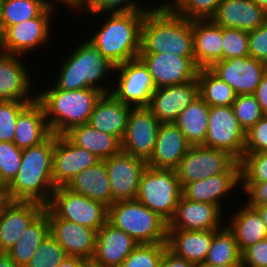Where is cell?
Wrapping results in <instances>:
<instances>
[{"instance_id": "cell-1", "label": "cell", "mask_w": 267, "mask_h": 267, "mask_svg": "<svg viewBox=\"0 0 267 267\" xmlns=\"http://www.w3.org/2000/svg\"><path fill=\"white\" fill-rule=\"evenodd\" d=\"M54 134L44 142L22 149L18 173L5 187L7 200L34 201L47 206L55 185L53 180Z\"/></svg>"}, {"instance_id": "cell-2", "label": "cell", "mask_w": 267, "mask_h": 267, "mask_svg": "<svg viewBox=\"0 0 267 267\" xmlns=\"http://www.w3.org/2000/svg\"><path fill=\"white\" fill-rule=\"evenodd\" d=\"M168 53L194 57L192 20L175 14L164 2L145 13L140 54Z\"/></svg>"}, {"instance_id": "cell-3", "label": "cell", "mask_w": 267, "mask_h": 267, "mask_svg": "<svg viewBox=\"0 0 267 267\" xmlns=\"http://www.w3.org/2000/svg\"><path fill=\"white\" fill-rule=\"evenodd\" d=\"M36 91L49 129L55 135H64L75 126L87 124L96 102L103 94L94 88L61 90L54 84H50L46 90Z\"/></svg>"}, {"instance_id": "cell-4", "label": "cell", "mask_w": 267, "mask_h": 267, "mask_svg": "<svg viewBox=\"0 0 267 267\" xmlns=\"http://www.w3.org/2000/svg\"><path fill=\"white\" fill-rule=\"evenodd\" d=\"M78 45L71 54H67L69 57H64V62L61 61L58 77L53 84L61 90L94 88L103 94L110 93L113 86L106 87L103 80H107L109 74L114 73L115 65L103 57L99 49L87 38ZM101 82L104 84L101 85Z\"/></svg>"}, {"instance_id": "cell-5", "label": "cell", "mask_w": 267, "mask_h": 267, "mask_svg": "<svg viewBox=\"0 0 267 267\" xmlns=\"http://www.w3.org/2000/svg\"><path fill=\"white\" fill-rule=\"evenodd\" d=\"M145 13H109L88 40L115 66L139 58Z\"/></svg>"}, {"instance_id": "cell-6", "label": "cell", "mask_w": 267, "mask_h": 267, "mask_svg": "<svg viewBox=\"0 0 267 267\" xmlns=\"http://www.w3.org/2000/svg\"><path fill=\"white\" fill-rule=\"evenodd\" d=\"M108 222L139 244L167 242V222L137 200L114 202L108 207Z\"/></svg>"}, {"instance_id": "cell-7", "label": "cell", "mask_w": 267, "mask_h": 267, "mask_svg": "<svg viewBox=\"0 0 267 267\" xmlns=\"http://www.w3.org/2000/svg\"><path fill=\"white\" fill-rule=\"evenodd\" d=\"M181 196L182 188L175 170L147 165L140 178L137 201L168 223Z\"/></svg>"}, {"instance_id": "cell-8", "label": "cell", "mask_w": 267, "mask_h": 267, "mask_svg": "<svg viewBox=\"0 0 267 267\" xmlns=\"http://www.w3.org/2000/svg\"><path fill=\"white\" fill-rule=\"evenodd\" d=\"M47 207L60 219L97 231L108 221V206L66 186L54 190Z\"/></svg>"}, {"instance_id": "cell-9", "label": "cell", "mask_w": 267, "mask_h": 267, "mask_svg": "<svg viewBox=\"0 0 267 267\" xmlns=\"http://www.w3.org/2000/svg\"><path fill=\"white\" fill-rule=\"evenodd\" d=\"M55 9L47 7L38 17L9 26L0 38V52L25 56L51 40V22ZM53 15V16H52Z\"/></svg>"}, {"instance_id": "cell-10", "label": "cell", "mask_w": 267, "mask_h": 267, "mask_svg": "<svg viewBox=\"0 0 267 267\" xmlns=\"http://www.w3.org/2000/svg\"><path fill=\"white\" fill-rule=\"evenodd\" d=\"M116 83L110 93L124 104L147 107L156 87L148 67L140 58L115 66ZM116 85V86H115ZM115 88V89H114Z\"/></svg>"}, {"instance_id": "cell-11", "label": "cell", "mask_w": 267, "mask_h": 267, "mask_svg": "<svg viewBox=\"0 0 267 267\" xmlns=\"http://www.w3.org/2000/svg\"><path fill=\"white\" fill-rule=\"evenodd\" d=\"M237 160L228 152L204 145L190 146L175 169L181 188L227 171Z\"/></svg>"}, {"instance_id": "cell-12", "label": "cell", "mask_w": 267, "mask_h": 267, "mask_svg": "<svg viewBox=\"0 0 267 267\" xmlns=\"http://www.w3.org/2000/svg\"><path fill=\"white\" fill-rule=\"evenodd\" d=\"M206 147L223 150L240 161L244 155L246 132L235 117L232 106H213L209 111Z\"/></svg>"}, {"instance_id": "cell-13", "label": "cell", "mask_w": 267, "mask_h": 267, "mask_svg": "<svg viewBox=\"0 0 267 267\" xmlns=\"http://www.w3.org/2000/svg\"><path fill=\"white\" fill-rule=\"evenodd\" d=\"M160 124L147 107H132L121 140L122 151L147 162L154 151Z\"/></svg>"}, {"instance_id": "cell-14", "label": "cell", "mask_w": 267, "mask_h": 267, "mask_svg": "<svg viewBox=\"0 0 267 267\" xmlns=\"http://www.w3.org/2000/svg\"><path fill=\"white\" fill-rule=\"evenodd\" d=\"M148 67L156 89L182 85L197 79L199 68L195 57H181L168 53L139 54Z\"/></svg>"}, {"instance_id": "cell-15", "label": "cell", "mask_w": 267, "mask_h": 267, "mask_svg": "<svg viewBox=\"0 0 267 267\" xmlns=\"http://www.w3.org/2000/svg\"><path fill=\"white\" fill-rule=\"evenodd\" d=\"M237 95L253 94L267 71V64L250 56L222 59L209 68Z\"/></svg>"}, {"instance_id": "cell-16", "label": "cell", "mask_w": 267, "mask_h": 267, "mask_svg": "<svg viewBox=\"0 0 267 267\" xmlns=\"http://www.w3.org/2000/svg\"><path fill=\"white\" fill-rule=\"evenodd\" d=\"M112 190L113 203L136 200L140 178L147 163L123 151L104 160Z\"/></svg>"}, {"instance_id": "cell-17", "label": "cell", "mask_w": 267, "mask_h": 267, "mask_svg": "<svg viewBox=\"0 0 267 267\" xmlns=\"http://www.w3.org/2000/svg\"><path fill=\"white\" fill-rule=\"evenodd\" d=\"M100 159L73 144L65 135L54 134L53 180L55 188L67 186L81 171L94 166Z\"/></svg>"}, {"instance_id": "cell-18", "label": "cell", "mask_w": 267, "mask_h": 267, "mask_svg": "<svg viewBox=\"0 0 267 267\" xmlns=\"http://www.w3.org/2000/svg\"><path fill=\"white\" fill-rule=\"evenodd\" d=\"M49 233L64 248L68 256L92 260L96 247L97 230L58 218L47 206Z\"/></svg>"}, {"instance_id": "cell-19", "label": "cell", "mask_w": 267, "mask_h": 267, "mask_svg": "<svg viewBox=\"0 0 267 267\" xmlns=\"http://www.w3.org/2000/svg\"><path fill=\"white\" fill-rule=\"evenodd\" d=\"M22 58L0 52V101L33 102L37 99V95L30 93L31 89L34 91V77H30L32 73Z\"/></svg>"}, {"instance_id": "cell-20", "label": "cell", "mask_w": 267, "mask_h": 267, "mask_svg": "<svg viewBox=\"0 0 267 267\" xmlns=\"http://www.w3.org/2000/svg\"><path fill=\"white\" fill-rule=\"evenodd\" d=\"M45 209L34 201L5 200L0 204V253H6L23 231Z\"/></svg>"}, {"instance_id": "cell-21", "label": "cell", "mask_w": 267, "mask_h": 267, "mask_svg": "<svg viewBox=\"0 0 267 267\" xmlns=\"http://www.w3.org/2000/svg\"><path fill=\"white\" fill-rule=\"evenodd\" d=\"M238 187H241V167L236 161L224 173L186 184L182 188V195L191 201L211 203L222 208V200L232 191H240Z\"/></svg>"}, {"instance_id": "cell-22", "label": "cell", "mask_w": 267, "mask_h": 267, "mask_svg": "<svg viewBox=\"0 0 267 267\" xmlns=\"http://www.w3.org/2000/svg\"><path fill=\"white\" fill-rule=\"evenodd\" d=\"M223 208L206 202H195L180 197L167 229L187 231L215 230L223 225Z\"/></svg>"}, {"instance_id": "cell-23", "label": "cell", "mask_w": 267, "mask_h": 267, "mask_svg": "<svg viewBox=\"0 0 267 267\" xmlns=\"http://www.w3.org/2000/svg\"><path fill=\"white\" fill-rule=\"evenodd\" d=\"M199 97L197 79L182 85L156 89L147 108L161 123H171Z\"/></svg>"}, {"instance_id": "cell-24", "label": "cell", "mask_w": 267, "mask_h": 267, "mask_svg": "<svg viewBox=\"0 0 267 267\" xmlns=\"http://www.w3.org/2000/svg\"><path fill=\"white\" fill-rule=\"evenodd\" d=\"M138 245L130 235L107 221L97 232L92 260L103 267H120Z\"/></svg>"}, {"instance_id": "cell-25", "label": "cell", "mask_w": 267, "mask_h": 267, "mask_svg": "<svg viewBox=\"0 0 267 267\" xmlns=\"http://www.w3.org/2000/svg\"><path fill=\"white\" fill-rule=\"evenodd\" d=\"M190 146L176 124L161 123L154 151L146 163L153 168L175 170Z\"/></svg>"}, {"instance_id": "cell-26", "label": "cell", "mask_w": 267, "mask_h": 267, "mask_svg": "<svg viewBox=\"0 0 267 267\" xmlns=\"http://www.w3.org/2000/svg\"><path fill=\"white\" fill-rule=\"evenodd\" d=\"M210 19L220 27L251 31L267 20V12L252 0H221Z\"/></svg>"}, {"instance_id": "cell-27", "label": "cell", "mask_w": 267, "mask_h": 267, "mask_svg": "<svg viewBox=\"0 0 267 267\" xmlns=\"http://www.w3.org/2000/svg\"><path fill=\"white\" fill-rule=\"evenodd\" d=\"M131 109V105L120 102L111 93L102 94L96 102L88 124L121 141L126 131Z\"/></svg>"}, {"instance_id": "cell-28", "label": "cell", "mask_w": 267, "mask_h": 267, "mask_svg": "<svg viewBox=\"0 0 267 267\" xmlns=\"http://www.w3.org/2000/svg\"><path fill=\"white\" fill-rule=\"evenodd\" d=\"M195 63L199 69L210 68L222 60V27L211 19L192 20Z\"/></svg>"}, {"instance_id": "cell-29", "label": "cell", "mask_w": 267, "mask_h": 267, "mask_svg": "<svg viewBox=\"0 0 267 267\" xmlns=\"http://www.w3.org/2000/svg\"><path fill=\"white\" fill-rule=\"evenodd\" d=\"M215 230L167 229V249L175 256L197 265L204 264Z\"/></svg>"}, {"instance_id": "cell-30", "label": "cell", "mask_w": 267, "mask_h": 267, "mask_svg": "<svg viewBox=\"0 0 267 267\" xmlns=\"http://www.w3.org/2000/svg\"><path fill=\"white\" fill-rule=\"evenodd\" d=\"M51 134L44 108L36 99L18 115L13 143L25 149L44 142Z\"/></svg>"}, {"instance_id": "cell-31", "label": "cell", "mask_w": 267, "mask_h": 267, "mask_svg": "<svg viewBox=\"0 0 267 267\" xmlns=\"http://www.w3.org/2000/svg\"><path fill=\"white\" fill-rule=\"evenodd\" d=\"M66 187L108 207L113 204L112 190L104 160L81 171Z\"/></svg>"}, {"instance_id": "cell-32", "label": "cell", "mask_w": 267, "mask_h": 267, "mask_svg": "<svg viewBox=\"0 0 267 267\" xmlns=\"http://www.w3.org/2000/svg\"><path fill=\"white\" fill-rule=\"evenodd\" d=\"M73 144L94 153L100 160H106L122 151L121 141L92 126L82 124L71 128L64 134Z\"/></svg>"}, {"instance_id": "cell-33", "label": "cell", "mask_w": 267, "mask_h": 267, "mask_svg": "<svg viewBox=\"0 0 267 267\" xmlns=\"http://www.w3.org/2000/svg\"><path fill=\"white\" fill-rule=\"evenodd\" d=\"M241 204L240 208L231 213L228 226L234 231V237L239 251L242 253L246 248L267 237L265 224L257 210L251 206Z\"/></svg>"}, {"instance_id": "cell-34", "label": "cell", "mask_w": 267, "mask_h": 267, "mask_svg": "<svg viewBox=\"0 0 267 267\" xmlns=\"http://www.w3.org/2000/svg\"><path fill=\"white\" fill-rule=\"evenodd\" d=\"M48 234V213L43 210L23 231L18 241L6 252V254L18 265L25 267L36 253L38 246Z\"/></svg>"}, {"instance_id": "cell-35", "label": "cell", "mask_w": 267, "mask_h": 267, "mask_svg": "<svg viewBox=\"0 0 267 267\" xmlns=\"http://www.w3.org/2000/svg\"><path fill=\"white\" fill-rule=\"evenodd\" d=\"M209 111L210 106L198 97L173 122L180 128L191 146L205 143L209 124Z\"/></svg>"}, {"instance_id": "cell-36", "label": "cell", "mask_w": 267, "mask_h": 267, "mask_svg": "<svg viewBox=\"0 0 267 267\" xmlns=\"http://www.w3.org/2000/svg\"><path fill=\"white\" fill-rule=\"evenodd\" d=\"M199 97L210 107L232 106L237 94L234 89L217 77L209 68L197 74Z\"/></svg>"}, {"instance_id": "cell-37", "label": "cell", "mask_w": 267, "mask_h": 267, "mask_svg": "<svg viewBox=\"0 0 267 267\" xmlns=\"http://www.w3.org/2000/svg\"><path fill=\"white\" fill-rule=\"evenodd\" d=\"M242 262L241 252L234 237V231L227 222L215 229V234L204 264L225 265Z\"/></svg>"}, {"instance_id": "cell-38", "label": "cell", "mask_w": 267, "mask_h": 267, "mask_svg": "<svg viewBox=\"0 0 267 267\" xmlns=\"http://www.w3.org/2000/svg\"><path fill=\"white\" fill-rule=\"evenodd\" d=\"M47 6L44 0H3L4 29L38 17Z\"/></svg>"}, {"instance_id": "cell-39", "label": "cell", "mask_w": 267, "mask_h": 267, "mask_svg": "<svg viewBox=\"0 0 267 267\" xmlns=\"http://www.w3.org/2000/svg\"><path fill=\"white\" fill-rule=\"evenodd\" d=\"M140 1V0H139ZM138 0H83L82 10L85 14L92 17L102 15L105 18V13H129V12H150L156 7H145L143 2ZM143 3V4H141ZM141 4V5H140ZM143 5V6H142ZM104 15V16H103Z\"/></svg>"}, {"instance_id": "cell-40", "label": "cell", "mask_w": 267, "mask_h": 267, "mask_svg": "<svg viewBox=\"0 0 267 267\" xmlns=\"http://www.w3.org/2000/svg\"><path fill=\"white\" fill-rule=\"evenodd\" d=\"M163 2L177 15L194 19H210L221 0H166Z\"/></svg>"}, {"instance_id": "cell-41", "label": "cell", "mask_w": 267, "mask_h": 267, "mask_svg": "<svg viewBox=\"0 0 267 267\" xmlns=\"http://www.w3.org/2000/svg\"><path fill=\"white\" fill-rule=\"evenodd\" d=\"M68 255L49 233L25 267H57Z\"/></svg>"}, {"instance_id": "cell-42", "label": "cell", "mask_w": 267, "mask_h": 267, "mask_svg": "<svg viewBox=\"0 0 267 267\" xmlns=\"http://www.w3.org/2000/svg\"><path fill=\"white\" fill-rule=\"evenodd\" d=\"M167 243L139 244L120 267H159Z\"/></svg>"}, {"instance_id": "cell-43", "label": "cell", "mask_w": 267, "mask_h": 267, "mask_svg": "<svg viewBox=\"0 0 267 267\" xmlns=\"http://www.w3.org/2000/svg\"><path fill=\"white\" fill-rule=\"evenodd\" d=\"M232 108L235 117L245 132L264 116L261 106L253 94L237 95Z\"/></svg>"}, {"instance_id": "cell-44", "label": "cell", "mask_w": 267, "mask_h": 267, "mask_svg": "<svg viewBox=\"0 0 267 267\" xmlns=\"http://www.w3.org/2000/svg\"><path fill=\"white\" fill-rule=\"evenodd\" d=\"M22 161V149L13 142H0V183L6 187L16 176Z\"/></svg>"}, {"instance_id": "cell-45", "label": "cell", "mask_w": 267, "mask_h": 267, "mask_svg": "<svg viewBox=\"0 0 267 267\" xmlns=\"http://www.w3.org/2000/svg\"><path fill=\"white\" fill-rule=\"evenodd\" d=\"M222 59L249 56L248 31L222 27Z\"/></svg>"}, {"instance_id": "cell-46", "label": "cell", "mask_w": 267, "mask_h": 267, "mask_svg": "<svg viewBox=\"0 0 267 267\" xmlns=\"http://www.w3.org/2000/svg\"><path fill=\"white\" fill-rule=\"evenodd\" d=\"M239 163L241 182L267 181V152L244 153Z\"/></svg>"}, {"instance_id": "cell-47", "label": "cell", "mask_w": 267, "mask_h": 267, "mask_svg": "<svg viewBox=\"0 0 267 267\" xmlns=\"http://www.w3.org/2000/svg\"><path fill=\"white\" fill-rule=\"evenodd\" d=\"M29 103L0 101V142H13L18 115Z\"/></svg>"}, {"instance_id": "cell-48", "label": "cell", "mask_w": 267, "mask_h": 267, "mask_svg": "<svg viewBox=\"0 0 267 267\" xmlns=\"http://www.w3.org/2000/svg\"><path fill=\"white\" fill-rule=\"evenodd\" d=\"M267 152V115L246 132L244 153Z\"/></svg>"}, {"instance_id": "cell-49", "label": "cell", "mask_w": 267, "mask_h": 267, "mask_svg": "<svg viewBox=\"0 0 267 267\" xmlns=\"http://www.w3.org/2000/svg\"><path fill=\"white\" fill-rule=\"evenodd\" d=\"M249 56L267 64V20L258 28L248 31Z\"/></svg>"}, {"instance_id": "cell-50", "label": "cell", "mask_w": 267, "mask_h": 267, "mask_svg": "<svg viewBox=\"0 0 267 267\" xmlns=\"http://www.w3.org/2000/svg\"><path fill=\"white\" fill-rule=\"evenodd\" d=\"M244 267H267V237L241 253Z\"/></svg>"}, {"instance_id": "cell-51", "label": "cell", "mask_w": 267, "mask_h": 267, "mask_svg": "<svg viewBox=\"0 0 267 267\" xmlns=\"http://www.w3.org/2000/svg\"><path fill=\"white\" fill-rule=\"evenodd\" d=\"M244 192L241 196H248L244 202L248 206L267 205V181L266 182H241V188Z\"/></svg>"}, {"instance_id": "cell-52", "label": "cell", "mask_w": 267, "mask_h": 267, "mask_svg": "<svg viewBox=\"0 0 267 267\" xmlns=\"http://www.w3.org/2000/svg\"><path fill=\"white\" fill-rule=\"evenodd\" d=\"M159 267H199V265L177 257L166 249Z\"/></svg>"}, {"instance_id": "cell-53", "label": "cell", "mask_w": 267, "mask_h": 267, "mask_svg": "<svg viewBox=\"0 0 267 267\" xmlns=\"http://www.w3.org/2000/svg\"><path fill=\"white\" fill-rule=\"evenodd\" d=\"M253 95L260 104L263 114L267 115V71L263 75Z\"/></svg>"}, {"instance_id": "cell-54", "label": "cell", "mask_w": 267, "mask_h": 267, "mask_svg": "<svg viewBox=\"0 0 267 267\" xmlns=\"http://www.w3.org/2000/svg\"><path fill=\"white\" fill-rule=\"evenodd\" d=\"M55 1V2H54ZM44 0V3L47 7L49 8H53V9H58V4L57 3H60L62 5H65L67 7H69L70 9H72L71 11L75 10L76 13L78 12H83L82 11V4H83V0ZM57 4V5H56Z\"/></svg>"}, {"instance_id": "cell-55", "label": "cell", "mask_w": 267, "mask_h": 267, "mask_svg": "<svg viewBox=\"0 0 267 267\" xmlns=\"http://www.w3.org/2000/svg\"><path fill=\"white\" fill-rule=\"evenodd\" d=\"M86 259L78 256H67L57 267H81Z\"/></svg>"}, {"instance_id": "cell-56", "label": "cell", "mask_w": 267, "mask_h": 267, "mask_svg": "<svg viewBox=\"0 0 267 267\" xmlns=\"http://www.w3.org/2000/svg\"><path fill=\"white\" fill-rule=\"evenodd\" d=\"M0 267H22L13 261L6 253H0Z\"/></svg>"}, {"instance_id": "cell-57", "label": "cell", "mask_w": 267, "mask_h": 267, "mask_svg": "<svg viewBox=\"0 0 267 267\" xmlns=\"http://www.w3.org/2000/svg\"><path fill=\"white\" fill-rule=\"evenodd\" d=\"M257 210L263 223L265 224L266 232H267V205L265 206H251Z\"/></svg>"}, {"instance_id": "cell-58", "label": "cell", "mask_w": 267, "mask_h": 267, "mask_svg": "<svg viewBox=\"0 0 267 267\" xmlns=\"http://www.w3.org/2000/svg\"><path fill=\"white\" fill-rule=\"evenodd\" d=\"M199 267H244L243 262L229 263L225 265L201 264Z\"/></svg>"}, {"instance_id": "cell-59", "label": "cell", "mask_w": 267, "mask_h": 267, "mask_svg": "<svg viewBox=\"0 0 267 267\" xmlns=\"http://www.w3.org/2000/svg\"><path fill=\"white\" fill-rule=\"evenodd\" d=\"M2 9H3V0H0V38L2 37V35L5 31L3 16H2Z\"/></svg>"}, {"instance_id": "cell-60", "label": "cell", "mask_w": 267, "mask_h": 267, "mask_svg": "<svg viewBox=\"0 0 267 267\" xmlns=\"http://www.w3.org/2000/svg\"><path fill=\"white\" fill-rule=\"evenodd\" d=\"M252 1L261 9H264L267 12V0H252Z\"/></svg>"}, {"instance_id": "cell-61", "label": "cell", "mask_w": 267, "mask_h": 267, "mask_svg": "<svg viewBox=\"0 0 267 267\" xmlns=\"http://www.w3.org/2000/svg\"><path fill=\"white\" fill-rule=\"evenodd\" d=\"M81 267H103L99 264H97L96 262H94L93 260H86Z\"/></svg>"}, {"instance_id": "cell-62", "label": "cell", "mask_w": 267, "mask_h": 267, "mask_svg": "<svg viewBox=\"0 0 267 267\" xmlns=\"http://www.w3.org/2000/svg\"><path fill=\"white\" fill-rule=\"evenodd\" d=\"M6 195H5V187L0 183V201H5Z\"/></svg>"}]
</instances>
